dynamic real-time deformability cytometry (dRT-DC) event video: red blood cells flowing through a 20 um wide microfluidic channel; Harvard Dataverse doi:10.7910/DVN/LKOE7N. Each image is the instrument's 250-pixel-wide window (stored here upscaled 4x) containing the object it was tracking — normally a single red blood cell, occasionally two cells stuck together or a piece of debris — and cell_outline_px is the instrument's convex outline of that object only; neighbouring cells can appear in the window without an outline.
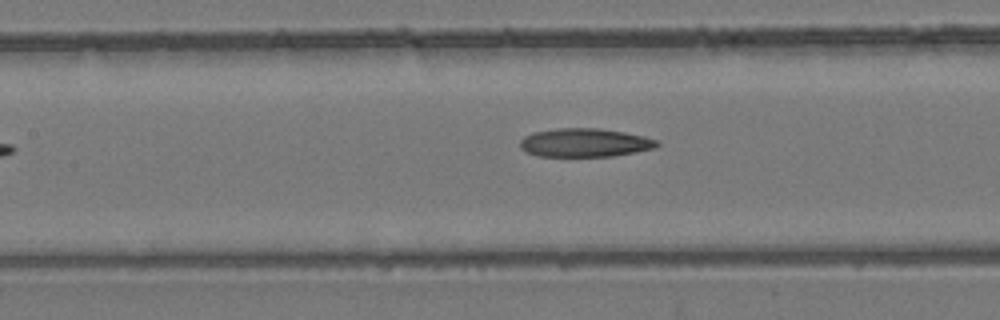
{"species": "common noctule bat (a hibernating species)", "species_latin": "Nyctalus noctula", "temperature_condition": "room temperature", "stored_images_in_passage": 10, "camera_frame_rate_fps": 3000, "um_per_image_px": 0.085, "animal": {"sex": "female", "body_mass_g": 24.6, "forearm_length_mm": 56.2}, "frame": {"image": 1, "passage_image": 10, "time_ms": 3.0, "image_size_px": [1000, 320], "cell_outline_px": [[660, 144], [656, 148], [636, 152], [612, 156], [536, 156], [520, 148], [520, 140], [524, 136], [532, 132], [560, 128], [596, 128], [624, 132], [644, 136], [656, 140]], "centroid_in_image_um": [49.7, 12.13], "position_along_channel_um": 157.7, "area_um2": 22.77}}